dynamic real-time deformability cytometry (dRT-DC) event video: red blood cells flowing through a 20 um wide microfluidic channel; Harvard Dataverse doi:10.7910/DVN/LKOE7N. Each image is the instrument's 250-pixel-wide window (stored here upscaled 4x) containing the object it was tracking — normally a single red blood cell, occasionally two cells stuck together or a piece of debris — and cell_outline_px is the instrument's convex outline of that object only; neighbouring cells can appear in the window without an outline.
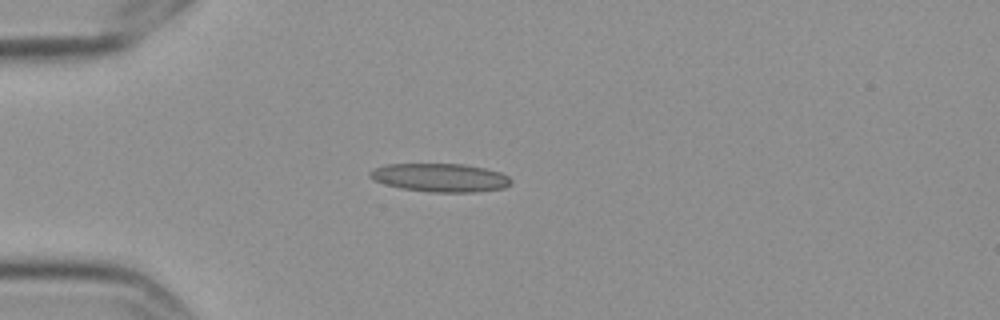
{"species": "Egyptian fruit bat (a non-hibernating species)", "species_latin": "Rousettus aegyptiacus", "temperature_condition": "cold", "stored_images_in_passage": 42, "camera_frame_rate_fps": 3000, "um_per_image_px": 0.085, "frame": {"image": 1, "passage_image": 1, "time_ms": 0.0, "image_size_px": [1000, 320], "cell_outline_px": [[512, 184], [504, 188], [476, 192], [432, 192], [400, 188], [384, 184], [368, 176], [368, 172], [376, 168], [388, 164], [464, 164], [484, 168], [500, 172], [508, 176], [512, 180]], "centroid_in_image_um": [37.45, 15.1], "position_along_channel_um": 47.6, "area_um2": 23.35}}
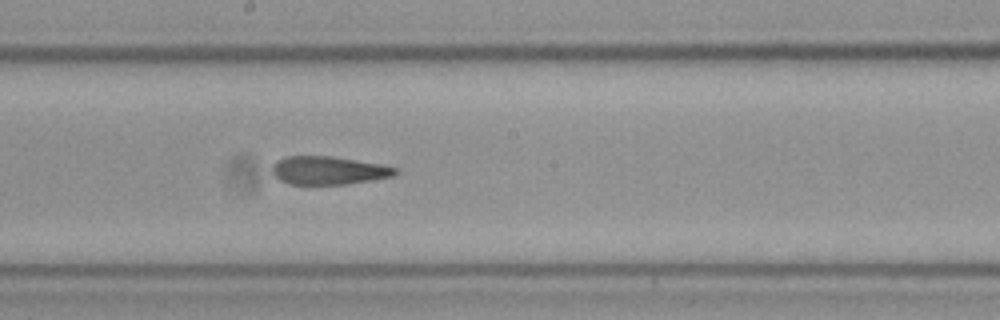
{"frame": {"image": 2, "passage_image": 17, "time_ms": 5.333, "image_size_px": [1000, 320], "cell_outline_px": [[400, 172], [392, 176], [372, 180], [344, 184], [288, 184], [280, 180], [272, 172], [272, 164], [276, 160], [284, 156], [332, 156], [384, 164], [396, 168]], "centroid_in_image_um": [27.92, 14.47], "position_along_channel_um": 220.3, "area_um2": 20.4}}
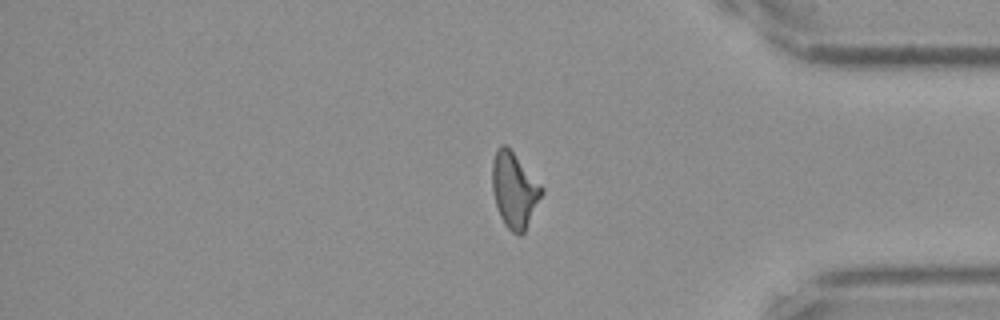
{"frame": {"image": 3, "passage_image": 33, "time_ms": 10.667, "image_size_px": [1000, 320], "cell_outline_px": [[544, 192], [524, 232], [520, 236], [512, 232], [504, 224], [500, 216], [496, 204], [492, 188], [492, 160], [496, 148], [500, 144], [504, 144], [512, 152], [544, 188]], "centroid_in_image_um": [43.71, 16.16], "position_along_channel_um": 391.5, "area_um2": 21.5}, "authors_computed_cell_mechanics": {"area_um2": 21.0681, "velocity_mm_per_s": 3.571, "shape_relaxation_time_tau1_ms": null, "shape_relaxation_time_tau2_ms": 2.7436, "deformation_change_tau1": null, "deformation_change_tau2": 0.1298}}